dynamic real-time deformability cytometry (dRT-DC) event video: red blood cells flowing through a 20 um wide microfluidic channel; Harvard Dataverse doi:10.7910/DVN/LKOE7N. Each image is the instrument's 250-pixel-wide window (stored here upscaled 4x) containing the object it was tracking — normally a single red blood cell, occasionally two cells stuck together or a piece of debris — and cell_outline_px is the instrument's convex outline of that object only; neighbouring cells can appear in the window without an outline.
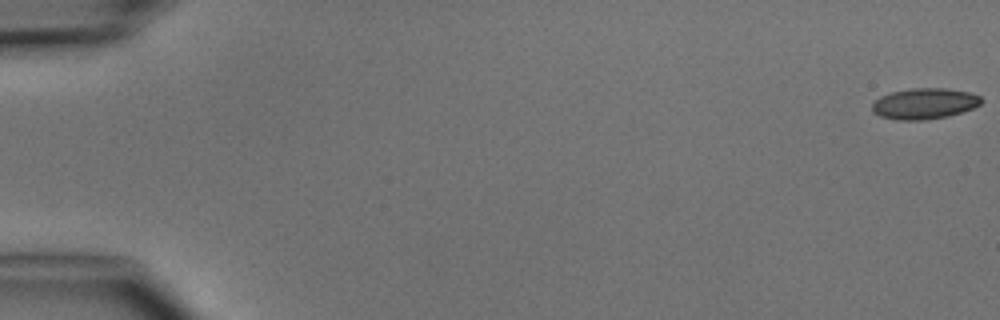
{"species": "common noctule bat (a hibernating species)", "species_latin": "Nyctalus noctula", "temperature_condition": "cold", "stored_images_in_passage": 5, "camera_frame_rate_fps": 3000, "um_per_image_px": 0.085, "animal": {"sex": "male", "body_mass_g": 15.6}, "frame": {"image": 1, "passage_image": 1, "time_ms": 0.0, "image_size_px": [1000, 320], "cell_outline_px": [[984, 100], [980, 104], [972, 108], [948, 116], [924, 120], [896, 120], [880, 116], [872, 112], [872, 104], [880, 96], [892, 92], [912, 88], [944, 88], [972, 92], [980, 96]], "centroid_in_image_um": [78.58, 8.8], "position_along_channel_um": 6.4, "area_um2": 19.71}}
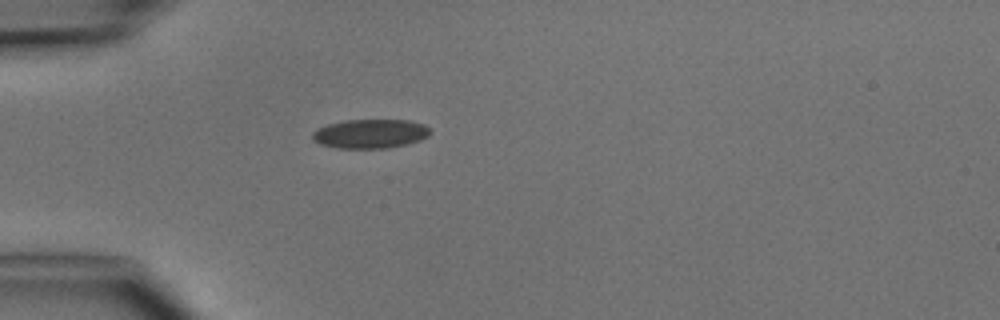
{"frame": {"image": 2, "passage_image": 5, "time_ms": 4.667, "image_size_px": [1000, 320], "cell_outline_px": [[432, 132], [428, 136], [420, 140], [408, 144], [388, 148], [336, 148], [320, 144], [312, 140], [312, 132], [316, 128], [328, 124], [344, 120], [408, 120], [424, 124]], "centroid_in_image_um": [31.46, 11.37], "position_along_channel_um": 53.5, "area_um2": 20.17}}